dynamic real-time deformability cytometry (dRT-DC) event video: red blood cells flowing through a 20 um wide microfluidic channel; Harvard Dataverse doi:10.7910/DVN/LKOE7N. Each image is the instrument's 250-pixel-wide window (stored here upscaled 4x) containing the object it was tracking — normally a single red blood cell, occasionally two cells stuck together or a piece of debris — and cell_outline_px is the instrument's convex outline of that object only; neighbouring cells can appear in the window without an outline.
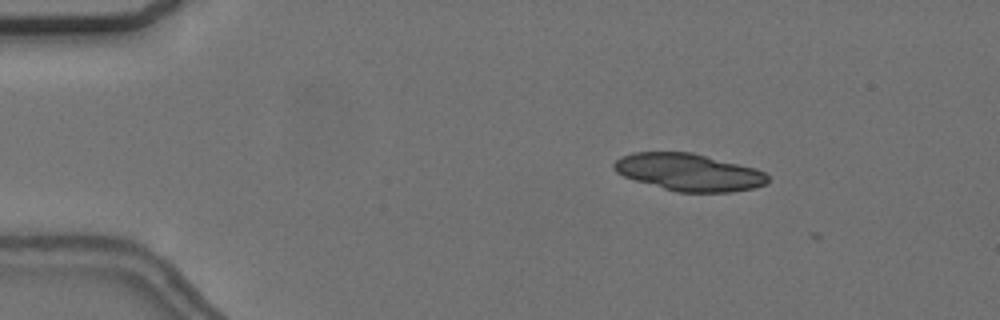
{"species": "common noctule bat (a hibernating species)", "species_latin": "Nyctalus noctula", "temperature_condition": "cold", "stored_images_in_passage": 10, "camera_frame_rate_fps": 3000, "um_per_image_px": 0.085, "animal": {"sex": "female", "body_mass_g": 24.6, "forearm_length_mm": 56.2}, "frame": {"image": 1, "passage_image": 9, "time_ms": 2.667, "image_size_px": [1000, 320], "cell_outline_px": [[768, 180], [764, 184], [752, 188], [732, 192], [676, 192], [636, 180], [624, 176], [616, 172], [612, 168], [612, 164], [620, 156], [632, 152], [692, 152], [756, 168], [764, 172], [768, 176]], "centroid_in_image_um": [58.52, 14.63], "position_along_channel_um": 26.5, "area_um2": 33.35}}